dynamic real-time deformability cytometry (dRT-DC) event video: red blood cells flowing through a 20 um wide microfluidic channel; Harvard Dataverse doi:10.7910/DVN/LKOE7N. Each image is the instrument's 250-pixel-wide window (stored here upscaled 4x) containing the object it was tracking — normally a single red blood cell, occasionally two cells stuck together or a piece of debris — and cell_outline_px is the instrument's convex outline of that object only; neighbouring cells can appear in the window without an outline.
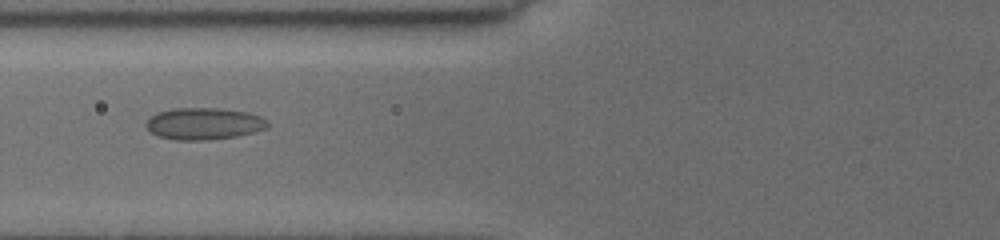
{"species": "common noctule bat (a hibernating species)", "species_latin": "Nyctalus noctula", "temperature_condition": "cold", "stored_images_in_passage": 42, "camera_frame_rate_fps": 3000, "um_per_image_px": 0.085, "animal": {"sex": "female", "body_mass_g": 19.5, "forearm_length_mm": 54.1}, "frame": {"image": 1, "passage_image": 10, "time_ms": 2.667, "image_size_px": [1000, 240], "cell_outline_px": [[268, 128], [256, 132], [236, 136], [208, 140], [172, 140], [160, 136], [152, 132], [144, 124], [156, 112], [172, 108], [216, 108], [248, 112], [260, 116], [268, 120]], "centroid_in_image_um": [17.36, 10.51], "position_along_channel_um": 108.4, "area_um2": 22.66}}
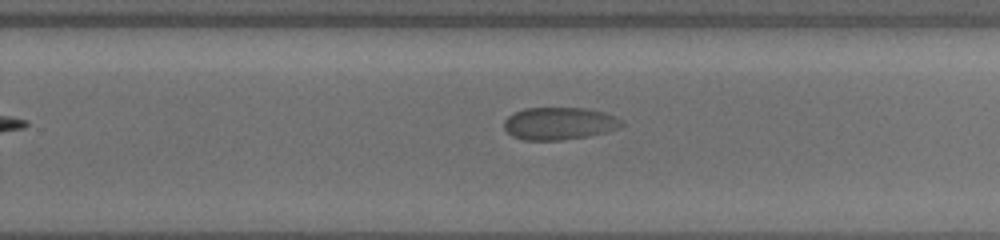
{"frame": {"image": 2, "passage_image": 24, "time_ms": 7.333, "image_size_px": [1000, 240], "cell_outline_px": [[624, 124], [620, 128], [588, 136], [560, 140], [524, 140], [512, 136], [504, 128], [504, 120], [508, 116], [524, 108], [584, 108], [604, 112], [620, 120]], "centroid_in_image_um": [47.51, 10.5], "position_along_channel_um": 282.3, "area_um2": 22.08}}
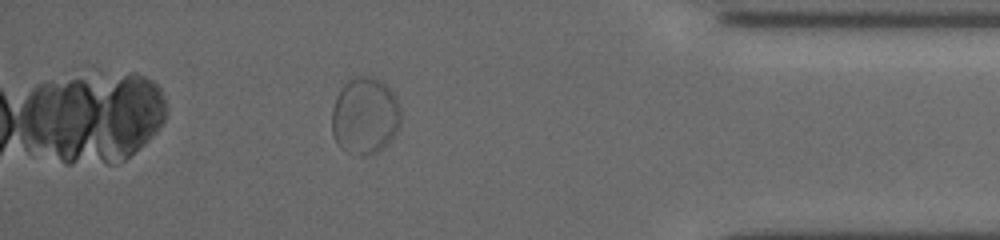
{"frame": {"image": 3, "passage_image": 38, "time_ms": 11.333, "image_size_px": [1000, 240], "cell_outline_px": [[400, 120], [392, 136], [380, 148], [372, 152], [360, 152], [340, 148], [336, 144], [332, 132], [332, 108], [336, 96], [344, 84], [348, 80], [356, 76], [372, 76], [380, 80], [392, 92], [400, 108]], "centroid_in_image_um": [30.97, 9.76], "position_along_channel_um": 404.2, "area_um2": 29.88}, "authors_computed_cell_mechanics": {"area_um2": 22.6576, "velocity_mm_per_s": 3.7218, "shape_relaxation_time_tau1_ms": 8.0588, "shape_relaxation_time_tau2_ms": null, "deformation_change_tau1": 0.0666, "deformation_change_tau2": null}}